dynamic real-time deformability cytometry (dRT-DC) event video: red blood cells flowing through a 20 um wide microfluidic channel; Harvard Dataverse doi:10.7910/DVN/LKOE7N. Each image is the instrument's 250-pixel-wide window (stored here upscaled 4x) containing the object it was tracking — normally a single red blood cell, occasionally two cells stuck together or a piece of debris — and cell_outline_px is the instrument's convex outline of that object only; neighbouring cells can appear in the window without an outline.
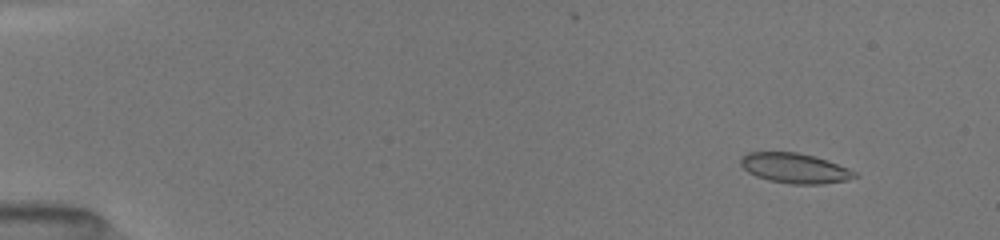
{"species": "common noctule bat (a hibernating species)", "species_latin": "Nyctalus noctula", "temperature_condition": "room temperature", "stored_images_in_passage": 39, "camera_frame_rate_fps": 3000, "um_per_image_px": 0.085, "animal": {"sex": "female", "body_mass_g": 19.5, "forearm_length_mm": 54.1}, "frame": {"image": 1, "passage_image": 5, "time_ms": 1.667, "image_size_px": [1000, 240], "cell_outline_px": [[860, 176], [848, 180], [824, 184], [792, 184], [768, 180], [756, 176], [748, 172], [740, 164], [740, 160], [748, 152], [796, 152], [816, 156], [848, 168], [856, 172]], "centroid_in_image_um": [67.59, 14.3], "position_along_channel_um": 17.4, "area_um2": 20.0}}
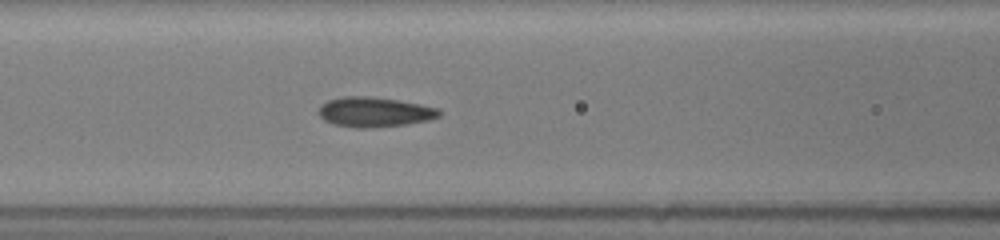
{"frame": {"image": 2, "passage_image": 18, "time_ms": 7.667, "image_size_px": [1000, 240], "cell_outline_px": [[440, 116], [428, 120], [404, 124], [372, 128], [356, 128], [332, 124], [324, 120], [316, 112], [320, 104], [328, 100], [344, 96], [372, 96], [420, 104], [440, 108]], "centroid_in_image_um": [31.78, 9.52], "position_along_channel_um": 134.8, "area_um2": 21.15}}
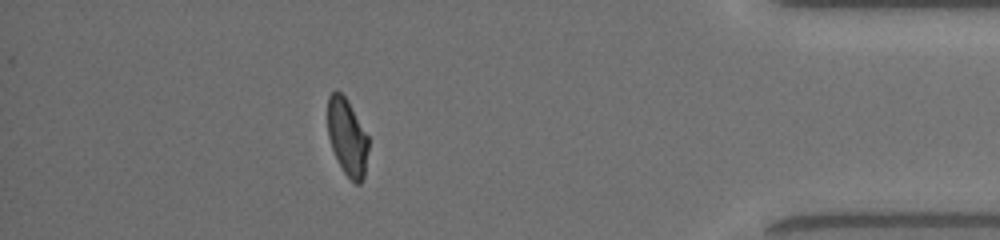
{"frame": {"image": 3, "passage_image": 35, "time_ms": 15.333, "image_size_px": [1000, 240], "cell_outline_px": [[368, 148], [364, 176], [360, 184], [356, 184], [344, 172], [332, 148], [328, 136], [328, 96], [336, 88], [348, 100], [368, 136]], "centroid_in_image_um": [29.51, 11.62], "position_along_channel_um": 405.7, "area_um2": 18.09}, "authors_computed_cell_mechanics": {"area_um2": 20.1722, "velocity_mm_per_s": 4.0314, "shape_relaxation_time_tau1_ms": 7.1905, "shape_relaxation_time_tau2_ms": 0.955, "deformation_change_tau1": 0.1713, "deformation_change_tau2": 0.0631}}